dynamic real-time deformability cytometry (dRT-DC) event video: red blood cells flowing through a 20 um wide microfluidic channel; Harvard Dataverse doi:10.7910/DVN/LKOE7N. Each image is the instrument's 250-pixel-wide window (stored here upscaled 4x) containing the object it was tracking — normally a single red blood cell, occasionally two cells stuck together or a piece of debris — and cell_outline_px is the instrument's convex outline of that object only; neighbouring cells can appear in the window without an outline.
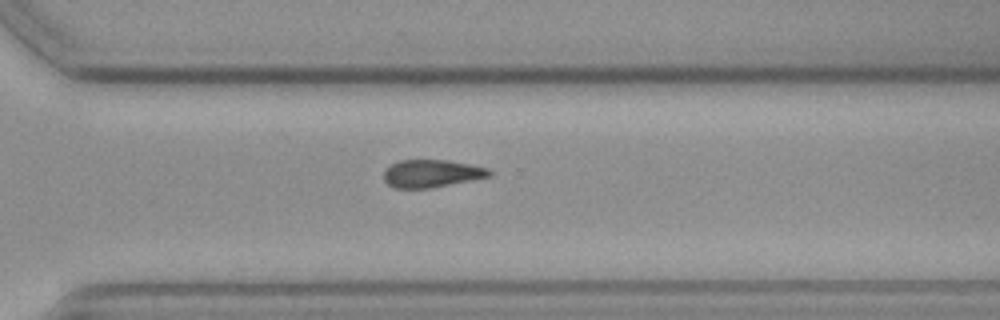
{"species": "common noctule bat (a hibernating species)", "species_latin": "Nyctalus noctula", "temperature_condition": "cold", "stored_images_in_passage": 12, "camera_frame_rate_fps": 3000, "um_per_image_px": 0.085, "animal": {"sex": "female", "body_mass_g": 19.3, "forearm_length_mm": 54.1}, "frame": {"image": 1, "passage_image": 12, "time_ms": 16.0, "image_size_px": [1000, 320], "cell_outline_px": [[492, 176], [432, 188], [392, 188], [384, 180], [384, 168], [400, 160], [448, 160], [472, 164], [488, 168], [492, 172]], "centroid_in_image_um": [36.7, 14.75], "position_along_channel_um": 333.9, "area_um2": 17.22}}